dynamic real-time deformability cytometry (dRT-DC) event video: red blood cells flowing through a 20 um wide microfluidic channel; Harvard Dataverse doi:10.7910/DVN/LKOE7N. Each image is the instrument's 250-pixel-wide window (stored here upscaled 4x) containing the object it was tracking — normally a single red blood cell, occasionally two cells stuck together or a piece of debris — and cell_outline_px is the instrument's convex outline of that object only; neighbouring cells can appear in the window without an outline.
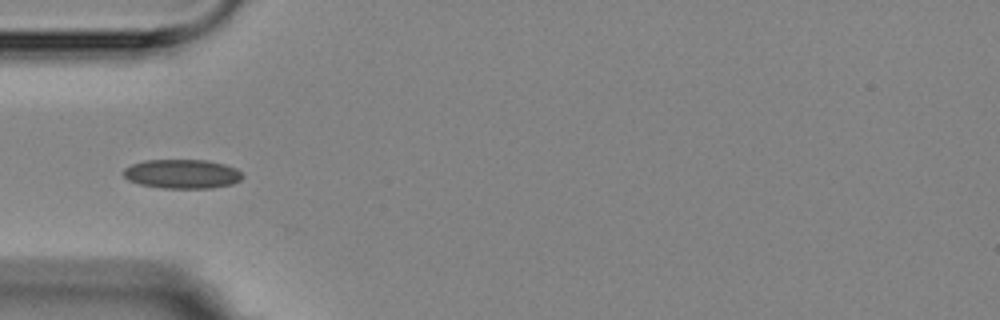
{"species": "Egyptian fruit bat (a non-hibernating species)", "species_latin": "Rousettus aegyptiacus", "temperature_condition": "room temperature", "stored_images_in_passage": 1, "camera_frame_rate_fps": 3000, "um_per_image_px": 0.085, "animal": {"sex": "female"}, "frame": {"image": 1, "passage_image": 1, "time_ms": 0.0, "image_size_px": [1000, 320], "cell_outline_px": [[244, 176], [240, 180], [232, 184], [212, 188], [160, 188], [140, 184], [128, 180], [124, 176], [124, 168], [132, 164], [144, 160], [208, 160], [224, 164], [236, 168]], "centroid_in_image_um": [15.49, 14.78], "position_along_channel_um": 69.5, "area_um2": 20.29}}